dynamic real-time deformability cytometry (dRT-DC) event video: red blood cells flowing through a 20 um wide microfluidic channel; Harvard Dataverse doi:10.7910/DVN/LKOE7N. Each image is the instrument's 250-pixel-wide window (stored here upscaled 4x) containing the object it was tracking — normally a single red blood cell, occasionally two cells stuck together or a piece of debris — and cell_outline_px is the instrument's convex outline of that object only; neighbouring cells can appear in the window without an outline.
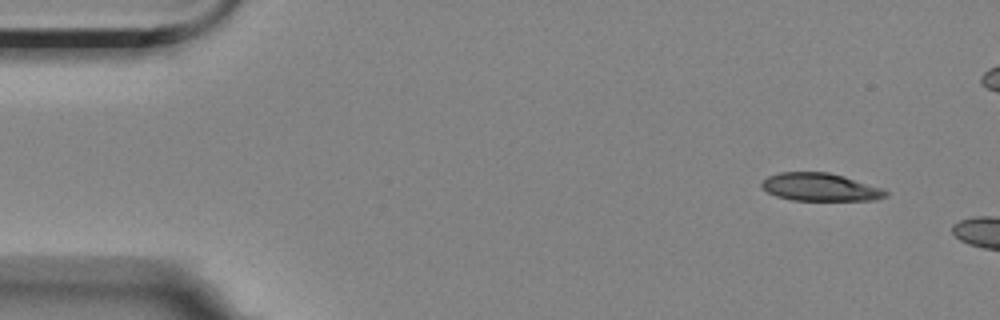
{"species": "Egyptian fruit bat (a non-hibernating species)", "species_latin": "Rousettus aegyptiacus", "temperature_condition": "room temperature", "stored_images_in_passage": 2, "camera_frame_rate_fps": 3000, "um_per_image_px": 0.085, "animal": {"sex": "female"}, "frame": {"image": 1, "passage_image": 1, "time_ms": 0.0, "image_size_px": [1000, 320], "cell_outline_px": [[888, 196], [876, 200], [792, 200], [776, 196], [760, 188], [760, 184], [768, 176], [780, 172], [828, 172], [844, 176], [884, 188], [888, 192]], "centroid_in_image_um": [69.73, 15.9], "position_along_channel_um": 15.3, "area_um2": 20.29}}